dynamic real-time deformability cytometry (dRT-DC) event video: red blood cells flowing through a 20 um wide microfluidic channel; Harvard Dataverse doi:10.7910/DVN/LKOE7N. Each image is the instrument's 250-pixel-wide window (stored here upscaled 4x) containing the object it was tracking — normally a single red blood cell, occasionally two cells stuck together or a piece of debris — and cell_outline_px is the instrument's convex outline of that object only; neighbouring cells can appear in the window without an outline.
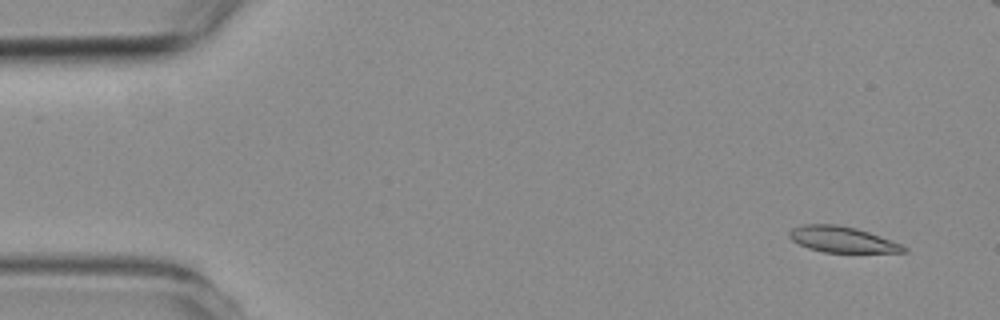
{"species": "common noctule bat (a hibernating species)", "species_latin": "Nyctalus noctula", "temperature_condition": "room temperature", "stored_images_in_passage": 5, "camera_frame_rate_fps": 3000, "um_per_image_px": 0.085, "animal": {"sex": "female", "body_mass_g": 19.3, "forearm_length_mm": 54.1}, "frame": {"image": 1, "passage_image": 1, "time_ms": 0.0, "image_size_px": [1000, 320], "cell_outline_px": [[908, 252], [824, 252], [808, 248], [792, 240], [788, 236], [788, 232], [792, 228], [800, 224], [836, 224], [856, 228], [880, 236], [900, 244], [908, 248]], "centroid_in_image_um": [71.55, 20.34], "position_along_channel_um": 13.5, "area_um2": 17.17}}